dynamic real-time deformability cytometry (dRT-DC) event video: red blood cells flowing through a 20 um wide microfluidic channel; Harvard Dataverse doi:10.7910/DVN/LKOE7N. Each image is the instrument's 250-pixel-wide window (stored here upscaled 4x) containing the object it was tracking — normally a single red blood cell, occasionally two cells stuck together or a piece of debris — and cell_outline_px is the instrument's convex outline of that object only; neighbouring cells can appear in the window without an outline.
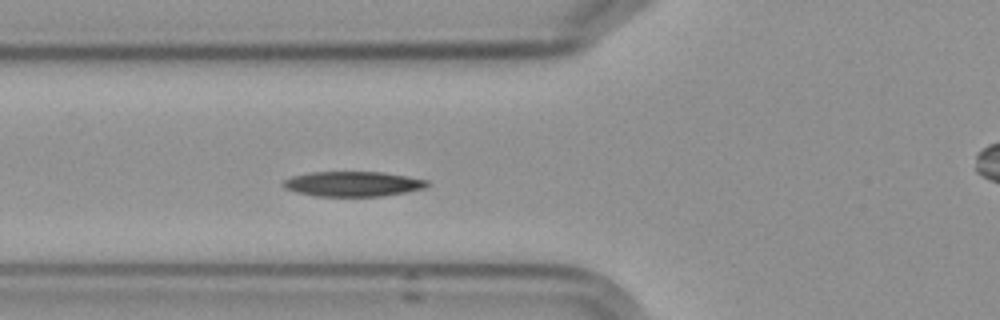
{"species": "Egyptian fruit bat (a non-hibernating species)", "species_latin": "Rousettus aegyptiacus", "temperature_condition": "cold", "stored_images_in_passage": 4, "segment_of_instrument_passage": [1, 2], "camera_frame_rate_fps": 3000, "um_per_image_px": 0.085, "frame": {"image": 1, "passage_image": 3, "time_ms": 2.333, "image_size_px": [1000, 320], "cell_outline_px": [[428, 184], [424, 188], [384, 196], [316, 196], [296, 192], [284, 188], [280, 184], [284, 180], [292, 176], [312, 172], [380, 172], [428, 180]], "centroid_in_image_um": [29.94, 15.63], "position_along_channel_um": 95.9, "area_um2": 20.81}}